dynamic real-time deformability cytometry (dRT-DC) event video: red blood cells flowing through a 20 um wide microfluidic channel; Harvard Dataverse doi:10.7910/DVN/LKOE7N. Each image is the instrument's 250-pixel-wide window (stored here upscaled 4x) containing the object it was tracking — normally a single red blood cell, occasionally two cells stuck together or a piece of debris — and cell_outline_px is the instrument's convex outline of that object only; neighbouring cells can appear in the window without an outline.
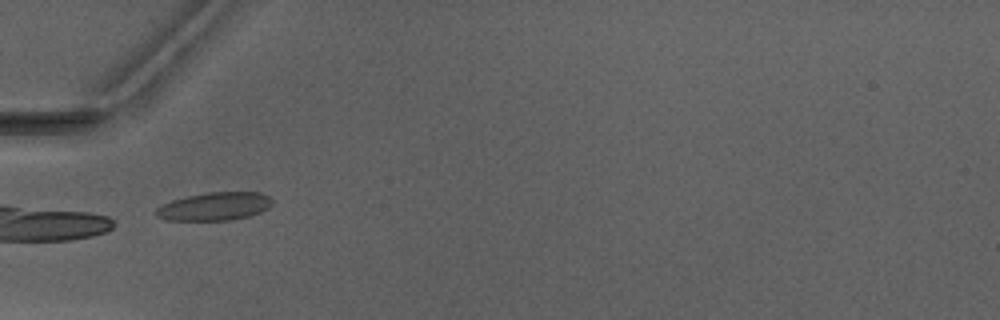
{"species": "Egyptian fruit bat (a non-hibernating species)", "species_latin": "Rousettus aegyptiacus", "temperature_condition": "warm", "stored_images_in_passage": 7, "camera_frame_rate_fps": 3000, "um_per_image_px": 0.085, "animal": {"sex": "male"}, "frame": {"image": 1, "passage_image": 5, "time_ms": 6.0, "image_size_px": [1000, 320], "cell_outline_px": [[272, 204], [268, 208], [260, 212], [248, 216], [232, 220], [168, 220], [156, 216], [156, 208], [160, 204], [172, 200], [188, 196], [208, 192], [260, 192], [268, 196], [272, 200]], "centroid_in_image_um": [18.23, 17.54], "position_along_channel_um": 66.8, "area_um2": 19.02}}
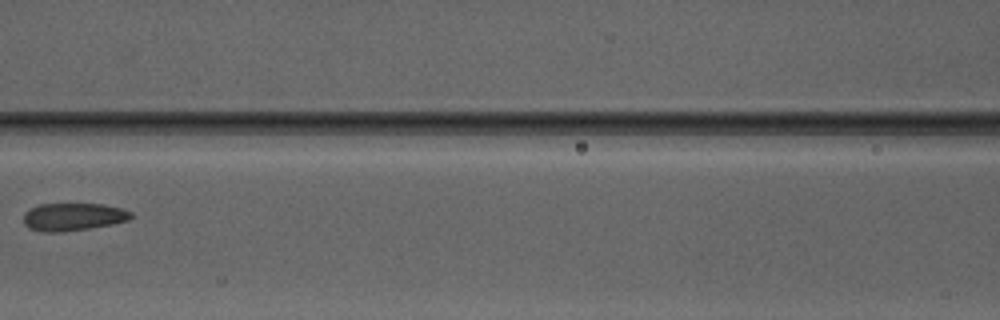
{"frame": {"image": 2, "passage_image": 7, "time_ms": 8.333, "image_size_px": [1000, 320], "cell_outline_px": [[132, 216], [128, 220], [112, 224], [88, 228], [60, 232], [44, 232], [28, 228], [24, 224], [24, 212], [40, 204], [104, 204], [120, 208], [132, 212]], "centroid_in_image_um": [6.2, 18.43], "position_along_channel_um": 160.4, "area_um2": 17.22}}